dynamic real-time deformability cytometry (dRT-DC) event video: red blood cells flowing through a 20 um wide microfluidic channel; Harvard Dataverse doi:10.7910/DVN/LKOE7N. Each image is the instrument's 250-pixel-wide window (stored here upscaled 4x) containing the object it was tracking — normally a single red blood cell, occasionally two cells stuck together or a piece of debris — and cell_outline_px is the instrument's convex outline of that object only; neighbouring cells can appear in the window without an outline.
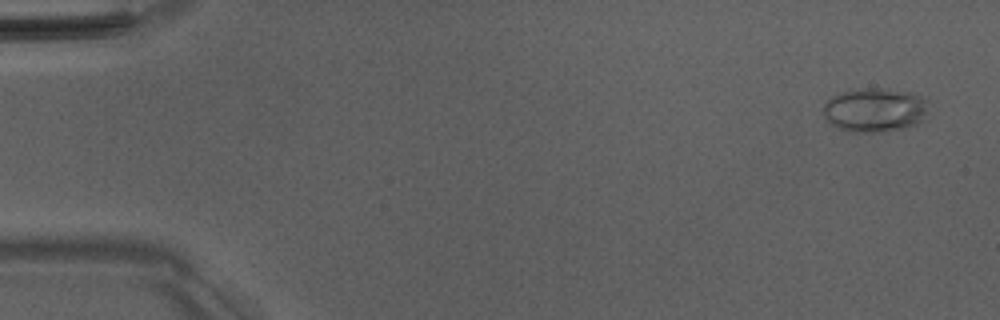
{"species": "Egyptian fruit bat (a non-hibernating species)", "species_latin": "Rousettus aegyptiacus", "temperature_condition": "room temperature", "stored_images_in_passage": 52, "camera_frame_rate_fps": 3000, "um_per_image_px": 0.085, "animal": {"sex": "male"}, "frame": {"image": 1, "passage_image": 3, "time_ms": 0.667, "image_size_px": [1000, 320], "cell_outline_px": [[928, 120], [904, 128], [880, 132], [848, 132], [828, 124], [820, 112], [824, 104], [832, 96], [840, 92], [860, 88], [888, 88], [908, 92], [920, 96], [928, 100]], "centroid_in_image_um": [74.35, 9.35], "position_along_channel_um": 10.6, "area_um2": 27.92}}
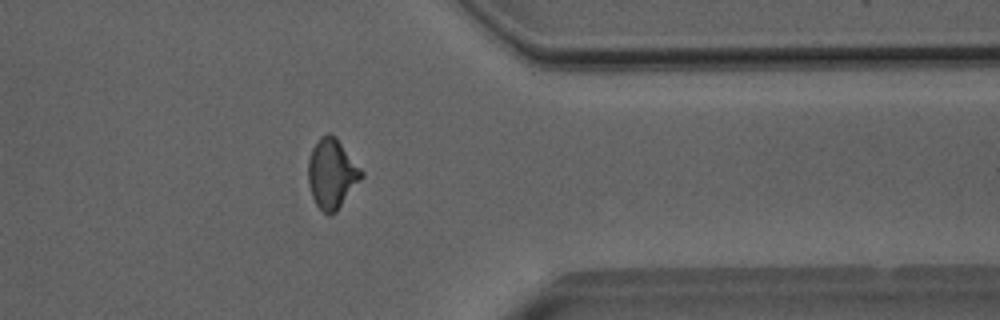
{"frame": {"image": 2, "passage_image": 42, "time_ms": 13.667, "image_size_px": [1000, 320], "cell_outline_px": [[364, 176], [336, 212], [328, 216], [316, 204], [312, 196], [308, 184], [308, 160], [312, 148], [320, 136], [328, 132], [332, 132], [336, 136], [364, 172]], "centroid_in_image_um": [28.21, 14.74], "position_along_channel_um": 383.2, "area_um2": 21.85}}
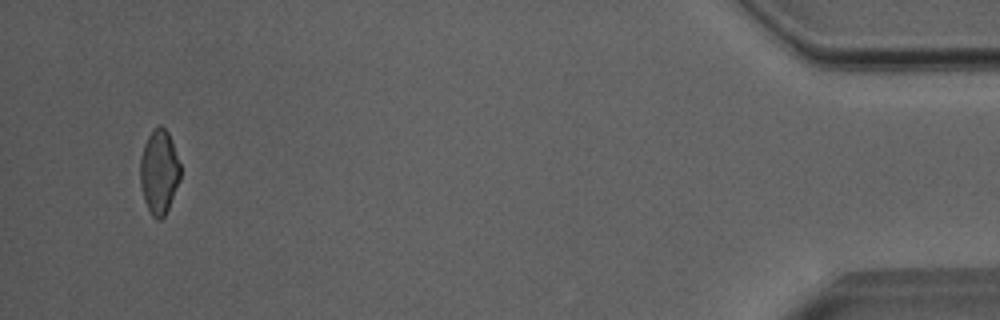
{"frame": {"image": 3, "passage_image": 50, "time_ms": 16.333, "image_size_px": [1000, 320], "cell_outline_px": [[180, 180], [168, 208], [164, 216], [160, 220], [156, 220], [152, 216], [144, 200], [140, 184], [140, 160], [144, 144], [152, 128], [160, 124], [168, 132], [180, 164]], "centroid_in_image_um": [13.51, 14.6], "position_along_channel_um": 421.7, "area_um2": 19.71}, "authors_computed_cell_mechanics": {"area_um2": 21.4438, "velocity_mm_per_s": 4.0247, "shape_relaxation_time_tau1_ms": 4.5003, "shape_relaxation_time_tau2_ms": 1.4864, "deformation_change_tau1": 0.154, "deformation_change_tau2": 0.0587}}